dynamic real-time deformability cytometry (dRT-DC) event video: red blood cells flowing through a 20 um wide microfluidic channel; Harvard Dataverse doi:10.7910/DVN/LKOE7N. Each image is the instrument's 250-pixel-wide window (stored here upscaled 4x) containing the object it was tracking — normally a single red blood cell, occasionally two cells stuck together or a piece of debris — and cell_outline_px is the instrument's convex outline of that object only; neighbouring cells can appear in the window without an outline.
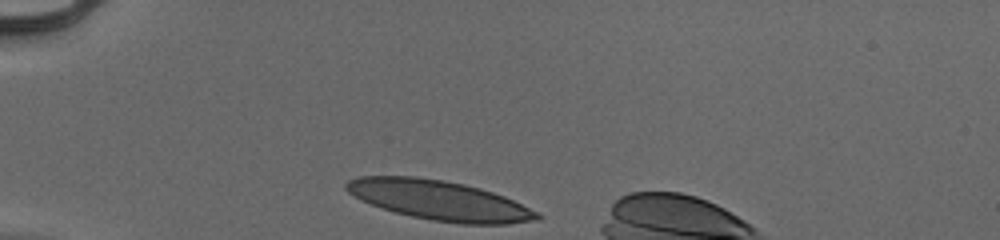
{"species": "human", "species_latin": "Homo sapiens", "temperature_condition": "cold", "stored_images_in_passage": 31, "camera_frame_rate_fps": 3000, "um_per_image_px": 0.085, "donor": {"sex": "male"}, "frame": {"image": 1, "passage_image": 1, "time_ms": 0.0, "image_size_px": [1000, 240], "cell_outline_px": [[544, 216], [536, 220], [508, 224], [460, 224], [432, 220], [412, 216], [396, 212], [360, 200], [352, 196], [344, 188], [344, 184], [348, 180], [360, 176], [416, 176], [444, 180], [464, 184], [480, 188], [504, 196]], "centroid_in_image_um": [37.3, 17.02], "position_along_channel_um": 47.7, "area_um2": 43.93}}
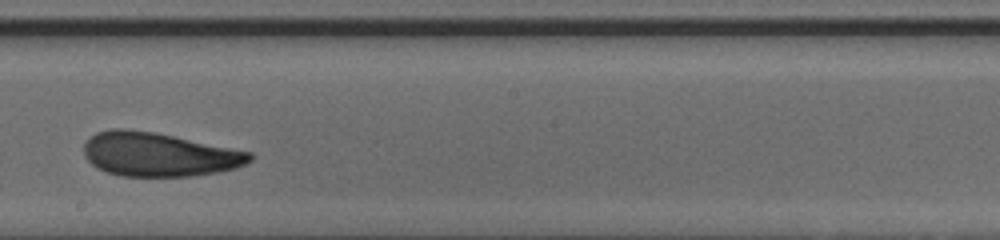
{"frame": {"image": 2, "passage_image": 18, "time_ms": 5.667, "image_size_px": [1000, 240], "cell_outline_px": [[256, 156], [252, 160], [236, 168], [216, 172], [192, 176], [120, 176], [96, 168], [84, 156], [84, 144], [88, 136], [96, 132], [112, 128], [124, 128], [156, 132], [252, 152]], "centroid_in_image_um": [13.48, 13.11], "position_along_channel_um": 234.7, "area_um2": 42.77}}
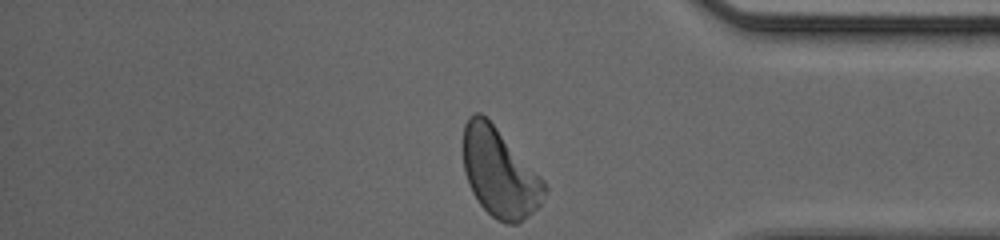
{"frame": {"image": 3, "passage_image": 31, "time_ms": 10.0, "image_size_px": [1000, 240], "cell_outline_px": [[548, 188], [540, 204], [528, 216], [516, 224], [504, 224], [496, 220], [480, 204], [472, 192], [468, 184], [464, 172], [464, 124], [468, 116], [476, 112], [480, 112], [496, 128], [544, 180]], "centroid_in_image_um": [42.46, 14.71], "position_along_channel_um": 392.7, "area_um2": 41.5}, "authors_computed_cell_mechanics": {"area_um2": 42.772, "velocity_mm_per_s": 3.9244, "shape_relaxation_time_tau1_ms": 4.2281, "shape_relaxation_time_tau2_ms": 1.852, "deformation_change_tau1": 0.1523, "deformation_change_tau2": 0.0944}}